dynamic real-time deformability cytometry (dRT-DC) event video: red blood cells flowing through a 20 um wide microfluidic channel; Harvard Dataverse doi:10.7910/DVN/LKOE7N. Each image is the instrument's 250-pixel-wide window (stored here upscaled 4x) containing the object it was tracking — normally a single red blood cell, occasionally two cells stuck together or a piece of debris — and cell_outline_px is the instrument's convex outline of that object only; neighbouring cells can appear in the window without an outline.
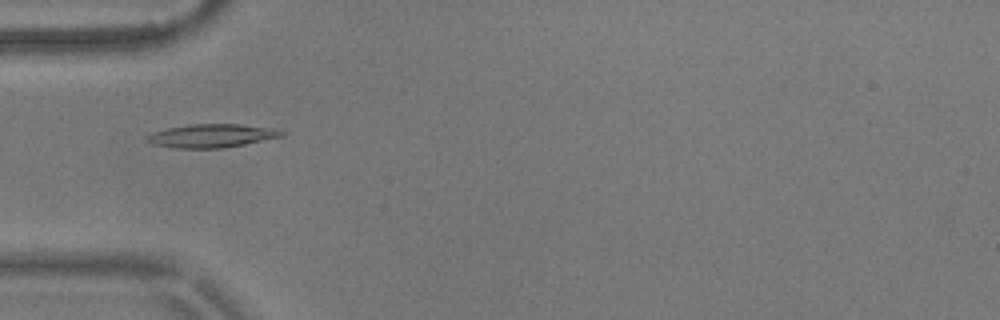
{"species": "common noctule bat (a hibernating species)", "species_latin": "Nyctalus noctula", "temperature_condition": "warm", "stored_images_in_passage": 10, "camera_frame_rate_fps": 3000, "um_per_image_px": 0.085, "animal": {"sex": "male", "body_mass_g": 17.9}, "frame": {"image": 1, "passage_image": 5, "time_ms": 1.333, "image_size_px": [1000, 320], "cell_outline_px": [[284, 132], [280, 136], [244, 144], [224, 148], [176, 148], [152, 144], [144, 140], [144, 136], [152, 132], [168, 128], [192, 124], [240, 124], [276, 128]], "centroid_in_image_um": [17.92, 11.54], "position_along_channel_um": 67.1, "area_um2": 18.32}}
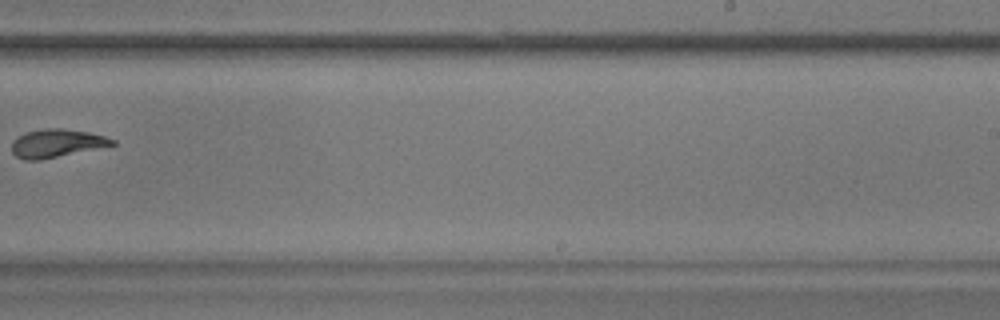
{"frame": {"image": 2, "passage_image": 10, "time_ms": 3.0, "image_size_px": [1000, 320], "cell_outline_px": [[116, 144], [40, 160], [24, 160], [16, 156], [12, 152], [12, 140], [28, 132], [44, 128], [60, 128], [88, 132], [104, 136], [116, 140]], "centroid_in_image_um": [4.8, 12.18], "position_along_channel_um": 284.2, "area_um2": 16.24}}